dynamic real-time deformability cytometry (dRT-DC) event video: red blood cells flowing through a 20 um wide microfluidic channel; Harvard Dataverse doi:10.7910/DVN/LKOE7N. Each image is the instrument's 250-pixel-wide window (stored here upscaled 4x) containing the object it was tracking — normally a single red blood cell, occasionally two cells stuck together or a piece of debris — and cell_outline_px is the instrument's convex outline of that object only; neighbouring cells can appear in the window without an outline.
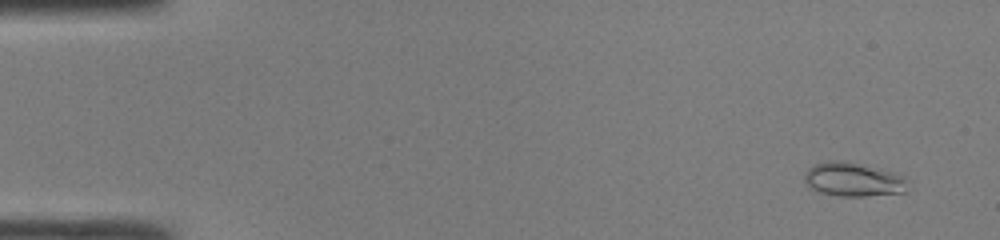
{"species": "common noctule bat (a hibernating species)", "species_latin": "Nyctalus noctula", "temperature_condition": "room temperature", "stored_images_in_passage": 46, "camera_frame_rate_fps": 3000, "um_per_image_px": 0.085, "animal": {"sex": "male", "body_mass_g": 19.0, "forearm_length_mm": 50.8}, "frame": {"image": 1, "passage_image": 3, "time_ms": 0.667, "image_size_px": [1000, 240], "cell_outline_px": [[904, 192], [864, 196], [840, 196], [820, 192], [812, 188], [804, 180], [804, 172], [808, 168], [816, 164], [828, 160], [844, 160], [880, 168], [896, 172], [904, 176]], "centroid_in_image_um": [72.48, 15.23], "position_along_channel_um": 12.5, "area_um2": 20.29}}
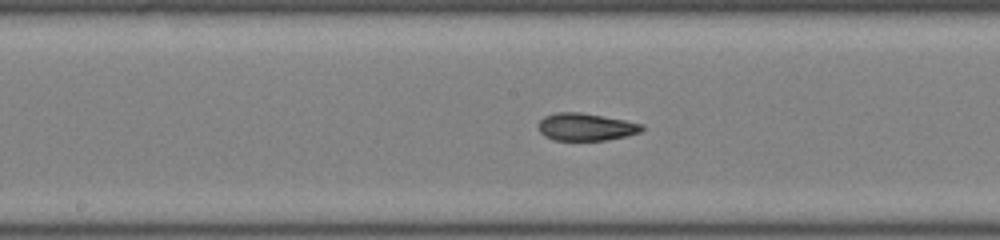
{"frame": {"image": 2, "passage_image": 25, "time_ms": 8.0, "image_size_px": [1000, 240], "cell_outline_px": [[644, 128], [640, 132], [628, 136], [604, 140], [552, 140], [544, 136], [540, 132], [540, 120], [544, 116], [556, 112], [580, 112], [624, 120], [644, 124]], "centroid_in_image_um": [49.81, 10.79], "position_along_channel_um": 198.4, "area_um2": 16.53}}
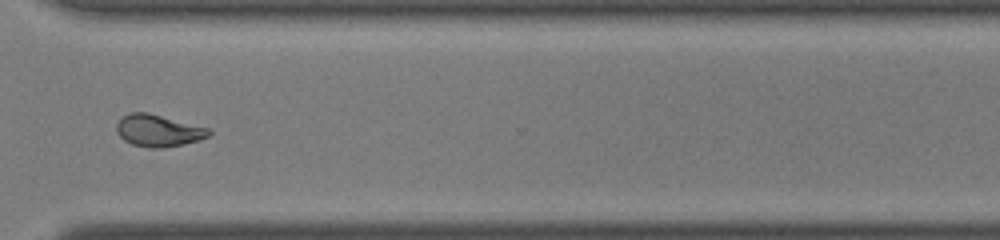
{"frame": {"image": 3, "passage_image": 36, "time_ms": 11.667, "image_size_px": [1000, 240], "cell_outline_px": [[212, 132], [208, 136], [200, 140], [164, 148], [148, 148], [132, 144], [124, 140], [116, 132], [116, 124], [128, 112], [148, 112], [208, 128]], "centroid_in_image_um": [13.44, 11.1], "position_along_channel_um": 357.2, "area_um2": 17.17}}